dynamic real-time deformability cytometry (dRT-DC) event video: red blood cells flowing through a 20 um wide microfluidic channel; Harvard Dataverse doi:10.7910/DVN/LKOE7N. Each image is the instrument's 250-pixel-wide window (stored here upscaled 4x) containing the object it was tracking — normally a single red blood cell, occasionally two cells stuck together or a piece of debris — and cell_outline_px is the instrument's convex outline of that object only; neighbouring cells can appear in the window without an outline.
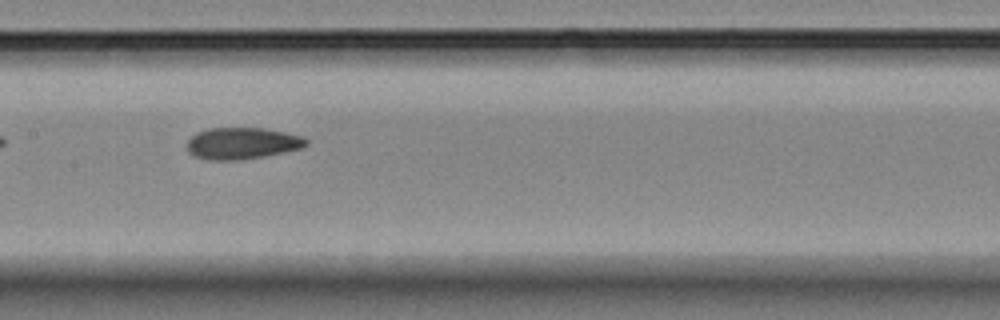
{"species": "Egyptian fruit bat (a non-hibernating species)", "species_latin": "Rousettus aegyptiacus", "temperature_condition": "room temperature", "stored_images_in_passage": 8, "segment_of_instrument_passage": [1, 2], "camera_frame_rate_fps": 3000, "um_per_image_px": 0.085, "animal": {"sex": "female"}, "frame": {"image": 1, "passage_image": 5, "time_ms": 6.333, "image_size_px": [1000, 320], "cell_outline_px": [[308, 144], [304, 148], [264, 156], [236, 160], [212, 160], [196, 156], [188, 152], [188, 140], [196, 132], [208, 128], [264, 128], [304, 136], [308, 140]], "centroid_in_image_um": [20.62, 12.17], "position_along_channel_um": 186.8, "area_um2": 21.96}}
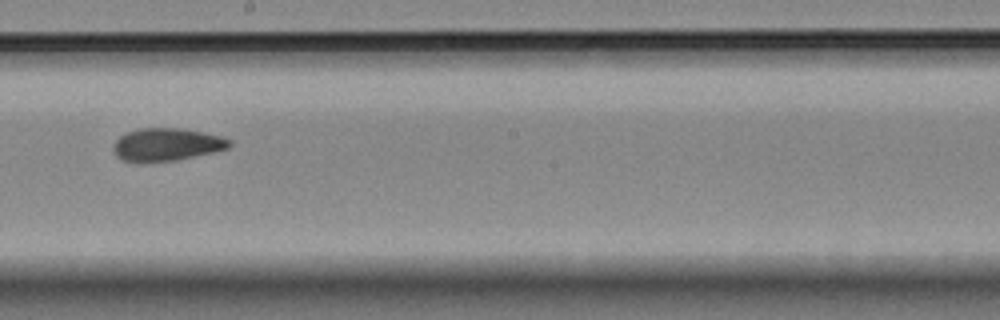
{"frame": {"image": 2, "passage_image": 6, "time_ms": 7.667, "image_size_px": [1000, 320], "cell_outline_px": [[232, 144], [228, 148], [212, 152], [176, 160], [140, 164], [136, 164], [120, 160], [112, 152], [112, 144], [120, 136], [128, 132], [140, 128], [180, 128], [220, 136], [232, 140]], "centroid_in_image_um": [14.08, 12.32], "position_along_channel_um": 234.1, "area_um2": 22.54}}
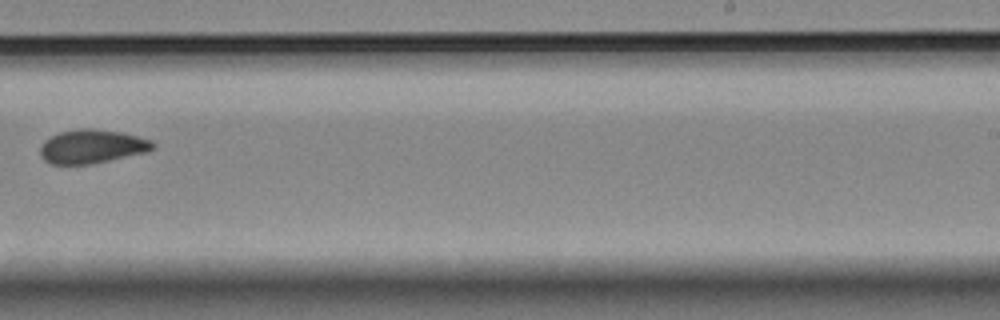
{"frame": {"image": 3, "passage_image": 7, "time_ms": 9.0, "image_size_px": [1000, 320], "cell_outline_px": [[156, 148], [144, 152], [108, 160], [88, 164], [48, 164], [40, 156], [40, 148], [44, 140], [60, 132], [80, 128], [96, 128], [120, 132], [152, 140], [156, 144]], "centroid_in_image_um": [7.79, 12.44], "position_along_channel_um": 281.2, "area_um2": 22.08}}